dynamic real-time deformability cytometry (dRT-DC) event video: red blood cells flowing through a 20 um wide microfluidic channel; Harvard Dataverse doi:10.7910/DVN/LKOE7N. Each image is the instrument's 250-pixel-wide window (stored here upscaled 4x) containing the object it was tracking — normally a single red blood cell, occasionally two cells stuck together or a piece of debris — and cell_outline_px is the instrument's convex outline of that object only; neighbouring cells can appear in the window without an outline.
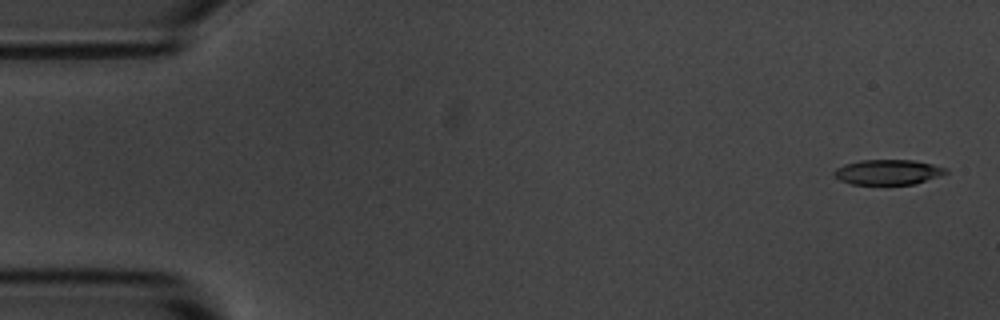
{"species": "common noctule bat (a hibernating species)", "species_latin": "Nyctalus noctula", "temperature_condition": "room temperature", "stored_images_in_passage": 5, "camera_frame_rate_fps": 3000, "um_per_image_px": 0.085, "animal": {"sex": "male", "body_mass_g": 20.1, "forearm_length_mm": 53.5}, "frame": {"image": 1, "passage_image": 1, "time_ms": 0.0, "image_size_px": [1000, 320], "cell_outline_px": [[948, 172], [912, 184], [852, 184], [840, 180], [832, 172], [836, 168], [844, 164], [860, 160], [912, 160], [932, 164], [944, 168]], "centroid_in_image_um": [75.4, 14.62], "position_along_channel_um": 9.6, "area_um2": 15.95}}
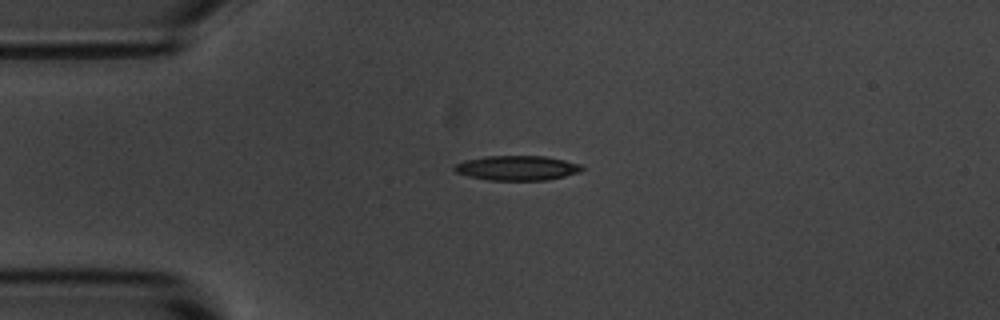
{"frame": {"image": 2, "passage_image": 4, "time_ms": 3.667, "image_size_px": [1000, 320], "cell_outline_px": [[584, 168], [580, 172], [548, 180], [488, 180], [468, 176], [456, 172], [452, 168], [456, 164], [464, 160], [484, 156], [544, 156], [564, 160], [580, 164]], "centroid_in_image_um": [43.93, 14.28], "position_along_channel_um": 41.1, "area_um2": 18.38}}